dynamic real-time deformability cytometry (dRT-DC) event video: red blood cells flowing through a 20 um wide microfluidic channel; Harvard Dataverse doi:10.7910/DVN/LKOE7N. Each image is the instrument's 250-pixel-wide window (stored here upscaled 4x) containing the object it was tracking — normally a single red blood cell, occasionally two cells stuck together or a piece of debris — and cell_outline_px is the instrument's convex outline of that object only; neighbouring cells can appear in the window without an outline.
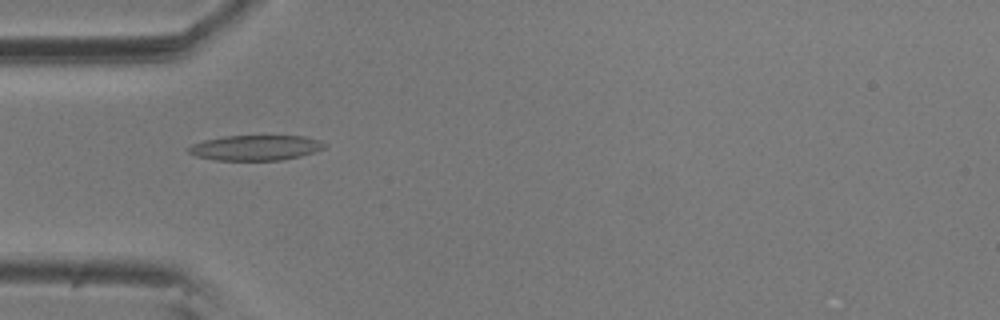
{"species": "common noctule bat (a hibernating species)", "species_latin": "Nyctalus noctula", "temperature_condition": "room temperature", "stored_images_in_passage": 6, "camera_frame_rate_fps": 3000, "um_per_image_px": 0.085, "animal": {"sex": "male", "body_mass_g": 20.5, "forearm_length_mm": 52.5}, "frame": {"image": 1, "passage_image": 5, "time_ms": 1.333, "image_size_px": [1000, 320], "cell_outline_px": [[328, 144], [324, 148], [300, 156], [284, 160], [216, 160], [196, 156], [188, 152], [184, 148], [192, 144], [204, 140], [224, 136], [304, 136], [320, 140]], "centroid_in_image_um": [21.7, 12.55], "position_along_channel_um": 63.3, "area_um2": 20.06}}
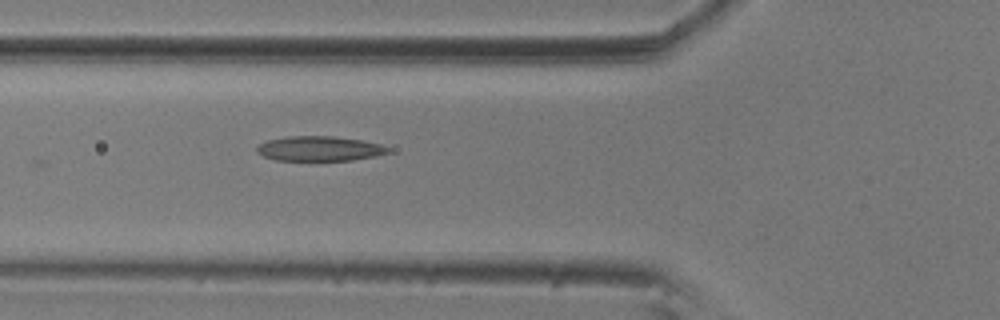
{"frame": {"image": 2, "passage_image": 6, "time_ms": 1.667, "image_size_px": [1000, 320], "cell_outline_px": [[388, 152], [376, 156], [352, 160], [276, 160], [264, 156], [256, 152], [256, 148], [260, 144], [268, 140], [288, 136], [332, 136], [360, 140], [380, 144], [388, 148]], "centroid_in_image_um": [27.12, 12.63], "position_along_channel_um": 98.7, "area_um2": 18.73}}